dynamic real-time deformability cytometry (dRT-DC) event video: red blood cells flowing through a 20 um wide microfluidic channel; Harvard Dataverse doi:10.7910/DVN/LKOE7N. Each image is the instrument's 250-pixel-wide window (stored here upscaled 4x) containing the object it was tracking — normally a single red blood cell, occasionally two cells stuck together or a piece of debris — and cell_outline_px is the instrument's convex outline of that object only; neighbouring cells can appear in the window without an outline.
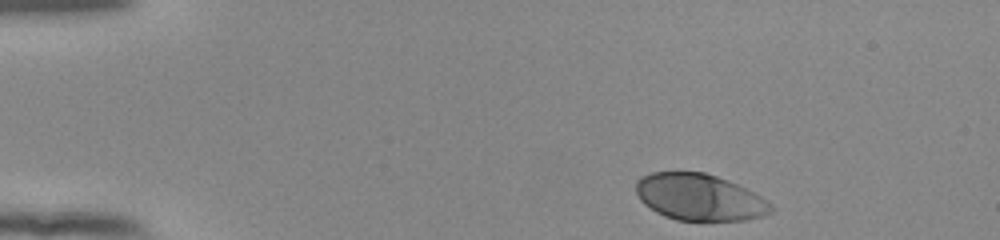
{"species": "human", "species_latin": "Homo sapiens", "temperature_condition": "room temperature", "stored_images_in_passage": 40, "camera_frame_rate_fps": 3000, "um_per_image_px": 0.085, "donor": {"sex": "female"}, "frame": {"image": 1, "passage_image": 1, "time_ms": 0.0, "image_size_px": [1000, 240], "cell_outline_px": [[776, 208], [772, 212], [764, 216], [748, 220], [676, 220], [664, 216], [656, 212], [644, 204], [640, 200], [636, 192], [636, 180], [640, 176], [652, 172], [704, 172], [728, 180], [760, 196]], "centroid_in_image_um": [59.44, 16.77], "position_along_channel_um": 25.6, "area_um2": 36.7}}
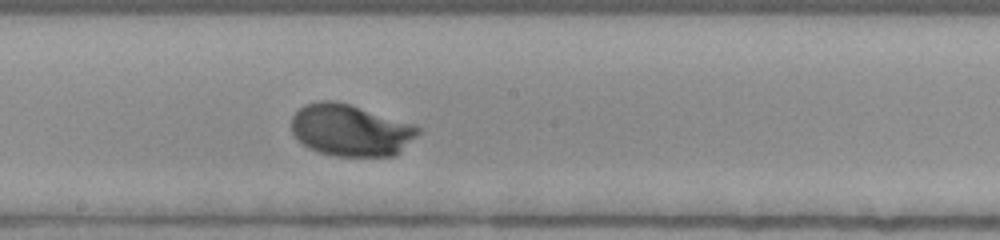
{"frame": {"image": 2, "passage_image": 23, "time_ms": 7.333, "image_size_px": [1000, 240], "cell_outline_px": [[424, 128], [396, 156], [332, 156], [308, 148], [292, 132], [292, 116], [304, 104], [316, 100], [332, 100], [348, 104], [416, 124]], "centroid_in_image_um": [29.83, 11.06], "position_along_channel_um": 218.4, "area_um2": 38.38}}
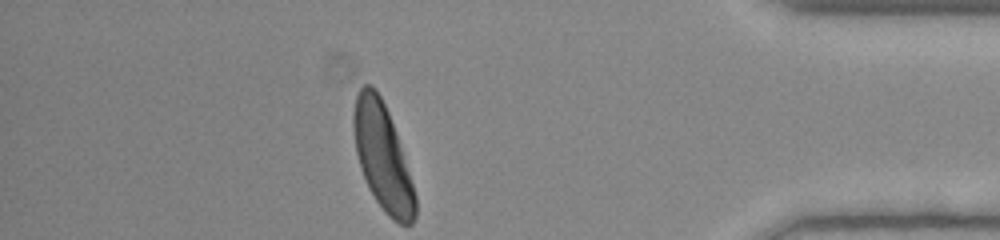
{"frame": {"image": 3, "passage_image": 40, "time_ms": 13.0, "image_size_px": [1000, 240], "cell_outline_px": [[416, 216], [412, 224], [400, 224], [392, 220], [384, 212], [368, 188], [360, 168], [356, 152], [352, 124], [352, 116], [356, 96], [360, 88], [364, 84], [372, 84], [376, 88], [388, 112], [416, 196]], "centroid_in_image_um": [32.48, 13.35], "position_along_channel_um": 402.7, "area_um2": 37.74}, "authors_computed_cell_mechanics": {"area_um2": 37.5989, "velocity_mm_per_s": 3.864, "shape_relaxation_time_tau1_ms": 2.5272, "shape_relaxation_time_tau2_ms": null, "deformation_change_tau1": 0.1759, "deformation_change_tau2": null}}